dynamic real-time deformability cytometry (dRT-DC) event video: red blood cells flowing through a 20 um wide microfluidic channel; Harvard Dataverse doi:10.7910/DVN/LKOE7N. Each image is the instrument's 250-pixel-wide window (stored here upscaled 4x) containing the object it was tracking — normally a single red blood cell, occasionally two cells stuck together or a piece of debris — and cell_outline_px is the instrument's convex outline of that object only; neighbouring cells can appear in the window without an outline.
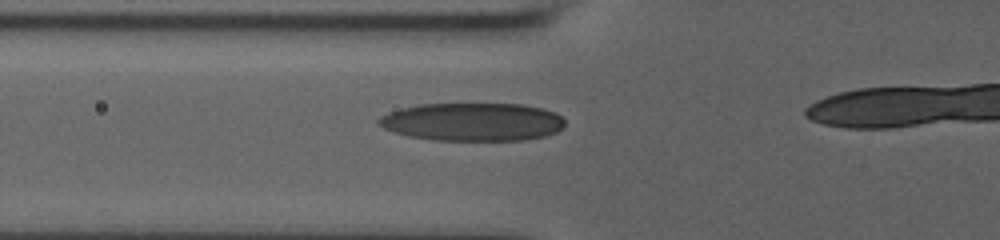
{"species": "human", "species_latin": "Homo sapiens", "temperature_condition": "room temperature", "stored_images_in_passage": 42, "camera_frame_rate_fps": 3000, "um_per_image_px": 0.085, "donor": {"sex": "male"}, "frame": {"image": 1, "passage_image": 14, "time_ms": 4.333, "image_size_px": [1000, 240], "cell_outline_px": [[564, 128], [556, 132], [544, 136], [524, 140], [436, 140], [408, 136], [384, 128], [376, 124], [376, 120], [380, 116], [400, 108], [420, 104], [524, 104], [544, 108], [556, 112], [564, 120]], "centroid_in_image_um": [40.18, 10.35], "position_along_channel_um": 85.6, "area_um2": 41.56}}
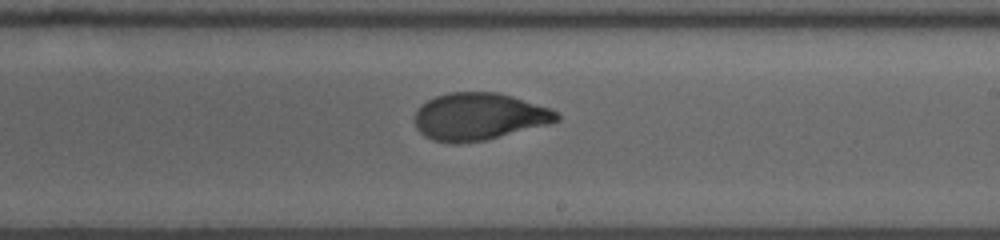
{"frame": {"image": 2, "passage_image": 27, "time_ms": 8.667, "image_size_px": [1000, 240], "cell_outline_px": [[560, 120], [548, 124], [484, 140], [456, 144], [452, 144], [432, 140], [424, 136], [416, 128], [416, 108], [428, 100], [436, 96], [448, 92], [496, 92], [512, 96], [552, 108], [560, 116]], "centroid_in_image_um": [40.7, 9.9], "position_along_channel_um": 248.3, "area_um2": 39.07}}
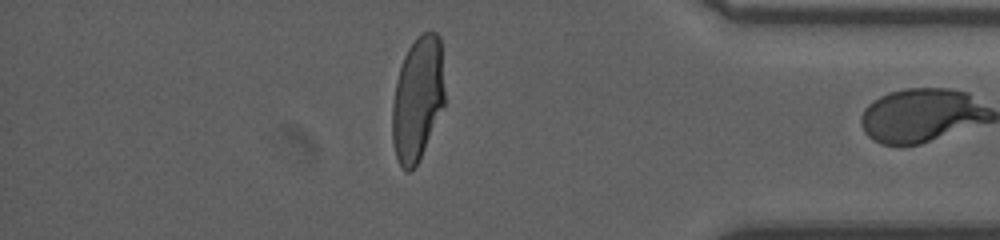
{"frame": {"image": 3, "passage_image": 41, "time_ms": 13.333, "image_size_px": [1000, 240], "cell_outline_px": [[444, 104], [420, 160], [408, 172], [404, 172], [396, 156], [392, 140], [392, 104], [396, 80], [404, 56], [408, 48], [416, 36], [424, 32], [436, 32], [440, 36], [444, 92]], "centroid_in_image_um": [35.48, 8.39], "position_along_channel_um": 399.7, "area_um2": 37.92}}